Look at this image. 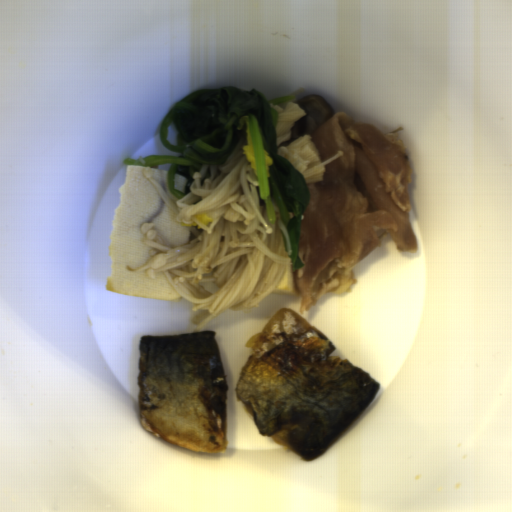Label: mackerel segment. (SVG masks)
Masks as SVG:
<instances>
[{"mask_svg":"<svg viewBox=\"0 0 512 512\" xmlns=\"http://www.w3.org/2000/svg\"><path fill=\"white\" fill-rule=\"evenodd\" d=\"M215 334L142 335L137 345L139 426L197 453L228 449V379Z\"/></svg>","mask_w":512,"mask_h":512,"instance_id":"mackerel-segment-2","label":"mackerel segment"},{"mask_svg":"<svg viewBox=\"0 0 512 512\" xmlns=\"http://www.w3.org/2000/svg\"><path fill=\"white\" fill-rule=\"evenodd\" d=\"M245 348L235 389L260 434L311 460L377 396L380 382L292 307L278 308Z\"/></svg>","mask_w":512,"mask_h":512,"instance_id":"mackerel-segment-1","label":"mackerel segment"}]
</instances>
